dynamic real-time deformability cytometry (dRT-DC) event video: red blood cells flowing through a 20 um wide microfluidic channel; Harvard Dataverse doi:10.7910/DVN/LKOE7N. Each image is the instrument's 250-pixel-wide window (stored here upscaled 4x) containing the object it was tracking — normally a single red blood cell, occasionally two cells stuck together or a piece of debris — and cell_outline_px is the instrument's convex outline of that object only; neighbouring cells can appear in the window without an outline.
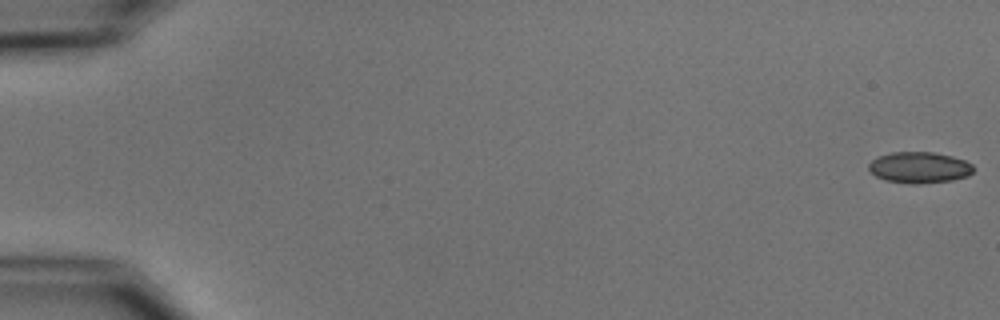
{"species": "common noctule bat (a hibernating species)", "species_latin": "Nyctalus noctula", "temperature_condition": "cold", "stored_images_in_passage": 6, "camera_frame_rate_fps": 3000, "um_per_image_px": 0.085, "animal": {"sex": "male", "body_mass_g": 15.6}, "frame": {"image": 1, "passage_image": 1, "time_ms": 0.0, "image_size_px": [1000, 320], "cell_outline_px": [[972, 172], [968, 176], [952, 180], [916, 184], [912, 184], [884, 180], [876, 176], [868, 168], [868, 164], [876, 156], [892, 152], [936, 152], [952, 156], [964, 160], [972, 164]], "centroid_in_image_um": [78.12, 14.23], "position_along_channel_um": 6.9, "area_um2": 19.07}}
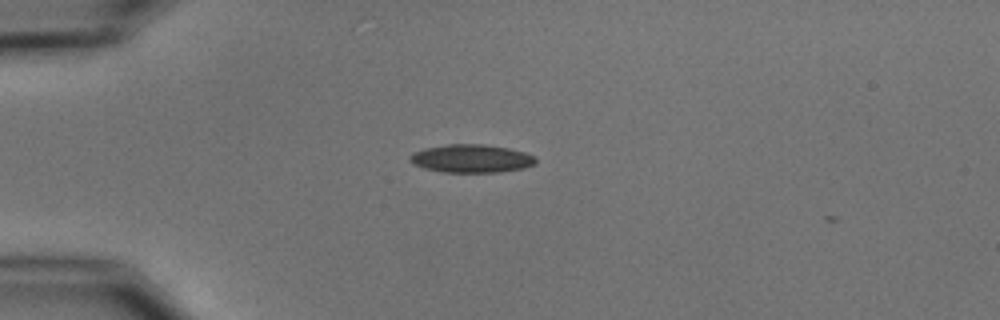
{"frame": {"image": 2, "passage_image": 5, "time_ms": 4.667, "image_size_px": [1000, 320], "cell_outline_px": [[536, 164], [524, 168], [500, 172], [440, 172], [424, 168], [412, 164], [408, 160], [408, 156], [412, 152], [424, 148], [448, 144], [484, 144], [508, 148], [524, 152], [536, 156]], "centroid_in_image_um": [40.04, 13.48], "position_along_channel_um": 45.0, "area_um2": 20.92}}